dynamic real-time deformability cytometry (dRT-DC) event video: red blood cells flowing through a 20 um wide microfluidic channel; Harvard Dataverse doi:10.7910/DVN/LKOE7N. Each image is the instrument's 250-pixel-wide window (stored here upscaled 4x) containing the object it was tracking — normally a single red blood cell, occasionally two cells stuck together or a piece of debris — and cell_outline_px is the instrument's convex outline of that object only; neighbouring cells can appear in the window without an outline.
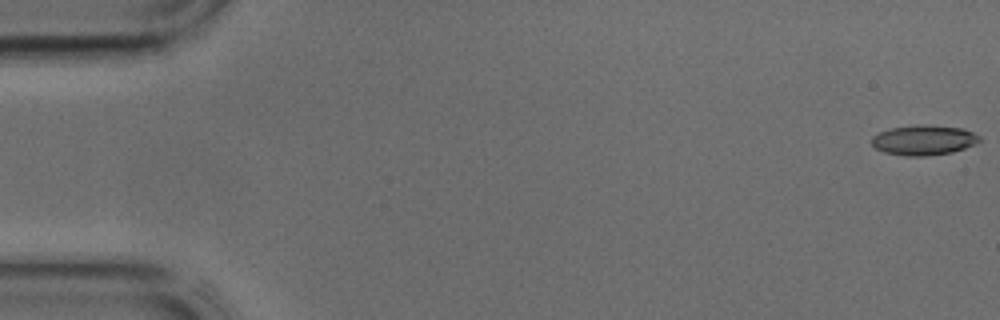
{"species": "common noctule bat (a hibernating species)", "species_latin": "Nyctalus noctula", "temperature_condition": "cold", "stored_images_in_passage": 42, "camera_frame_rate_fps": 3000, "um_per_image_px": 0.085, "animal": {"sex": "male", "body_mass_g": 17.9, "forearm_length_mm": 54.2}, "frame": {"image": 1, "passage_image": 1, "time_ms": 0.0, "image_size_px": [1000, 320], "cell_outline_px": [[980, 140], [964, 148], [952, 152], [924, 156], [908, 156], [884, 152], [876, 148], [872, 144], [872, 136], [888, 128], [920, 124], [924, 124], [964, 128], [980, 136]], "centroid_in_image_um": [78.5, 11.89], "position_along_channel_um": 6.5, "area_um2": 18.79}}
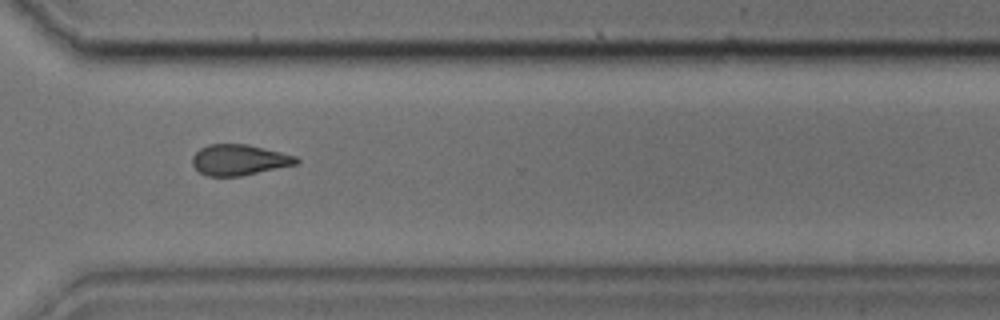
{"frame": {"image": 2, "passage_image": 32, "time_ms": 10.333, "image_size_px": [1000, 320], "cell_outline_px": [[300, 160], [296, 164], [240, 176], [208, 176], [200, 172], [192, 164], [192, 156], [200, 148], [208, 144], [248, 144], [296, 156]], "centroid_in_image_um": [20.3, 13.58], "position_along_channel_um": 350.3, "area_um2": 18.5}}
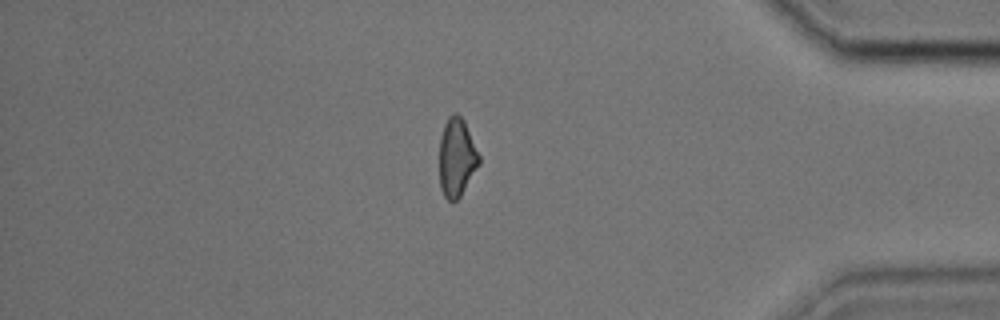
{"frame": {"image": 3, "passage_image": 37, "time_ms": 12.0, "image_size_px": [1000, 320], "cell_outline_px": [[480, 164], [460, 196], [452, 204], [444, 196], [440, 188], [440, 136], [444, 124], [448, 116], [452, 112], [456, 112], [464, 120], [480, 156]], "centroid_in_image_um": [38.82, 13.38], "position_along_channel_um": 396.4, "area_um2": 18.26}}